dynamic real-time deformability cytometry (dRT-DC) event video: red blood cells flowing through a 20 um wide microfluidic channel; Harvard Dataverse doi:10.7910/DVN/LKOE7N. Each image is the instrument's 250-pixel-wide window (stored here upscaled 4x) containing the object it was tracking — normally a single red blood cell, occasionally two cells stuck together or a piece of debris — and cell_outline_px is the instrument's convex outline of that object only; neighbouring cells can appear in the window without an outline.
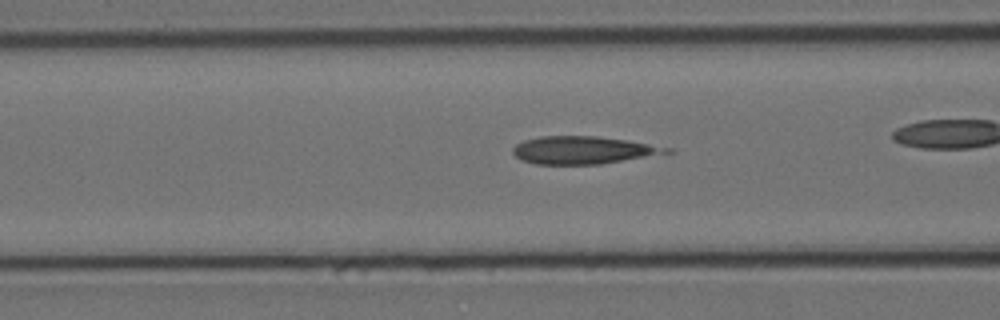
{"species": "Egyptian fruit bat (a non-hibernating species)", "species_latin": "Rousettus aegyptiacus", "temperature_condition": "cold", "stored_images_in_passage": 38, "camera_frame_rate_fps": 3000, "um_per_image_px": 0.085, "animal": {"sex": "female"}, "frame": {"image": 1, "passage_image": 14, "time_ms": 4.333, "image_size_px": [1000, 320], "cell_outline_px": [[676, 152], [600, 164], [536, 164], [520, 160], [512, 152], [512, 148], [516, 144], [524, 140], [540, 136], [596, 136], [628, 140], [672, 148]], "centroid_in_image_um": [49.58, 12.76], "position_along_channel_um": 117.0, "area_um2": 24.91}}
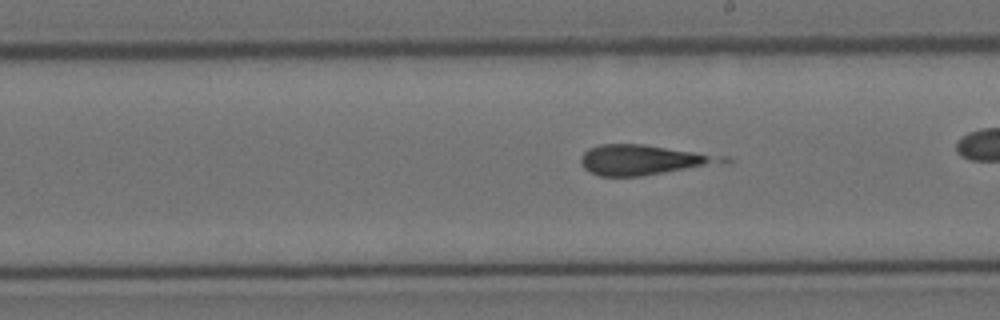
{"frame": {"image": 2, "passage_image": 24, "time_ms": 7.667, "image_size_px": [1000, 320], "cell_outline_px": [[732, 160], [728, 164], [640, 176], [600, 176], [588, 172], [580, 164], [580, 156], [588, 148], [600, 144], [644, 144], [728, 156]], "centroid_in_image_um": [54.79, 13.59], "position_along_channel_um": 234.2, "area_um2": 25.61}}